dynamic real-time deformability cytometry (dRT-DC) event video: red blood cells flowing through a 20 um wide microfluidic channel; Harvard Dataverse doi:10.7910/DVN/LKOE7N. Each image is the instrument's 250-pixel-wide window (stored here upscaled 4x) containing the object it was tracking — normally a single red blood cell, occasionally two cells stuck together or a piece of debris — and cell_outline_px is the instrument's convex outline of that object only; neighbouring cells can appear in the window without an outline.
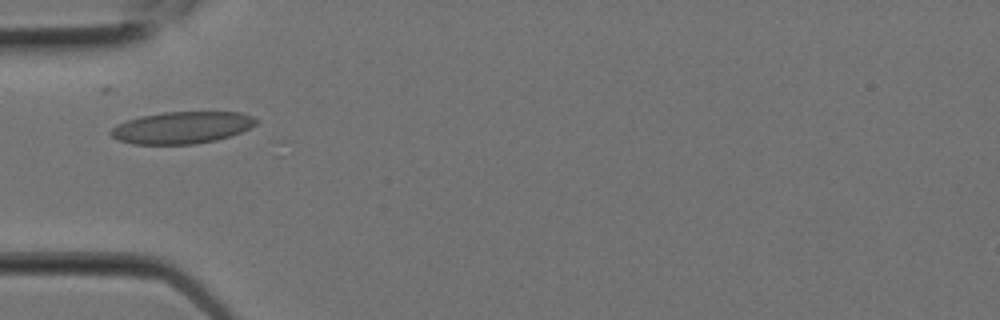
{"species": "Egyptian fruit bat (a non-hibernating species)", "species_latin": "Rousettus aegyptiacus", "temperature_condition": "room temperature", "stored_images_in_passage": 9, "camera_frame_rate_fps": 3000, "um_per_image_px": 0.085, "animal": {"sex": "female"}, "frame": {"image": 1, "passage_image": 8, "time_ms": 2.333, "image_size_px": [1000, 320], "cell_outline_px": [[260, 120], [256, 124], [240, 132], [216, 140], [192, 144], [132, 144], [120, 140], [112, 136], [108, 132], [116, 124], [140, 116], [164, 112], [240, 112], [252, 116]], "centroid_in_image_um": [15.45, 10.84], "position_along_channel_um": 69.5, "area_um2": 26.93}}
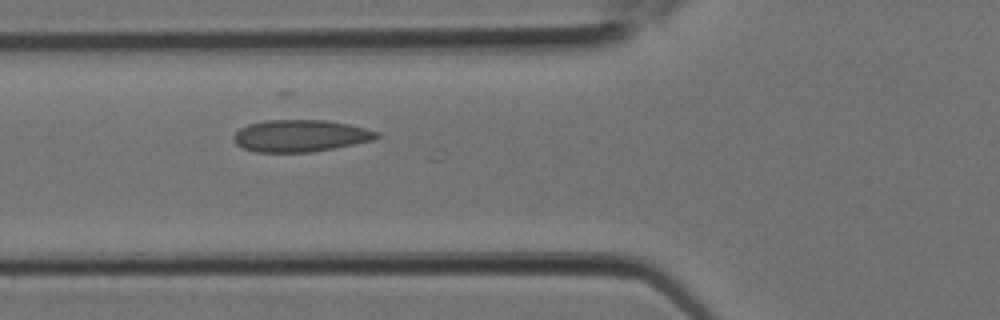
{"frame": {"image": 2, "passage_image": 9, "time_ms": 2.667, "image_size_px": [1000, 320], "cell_outline_px": [[380, 136], [372, 140], [336, 148], [312, 152], [256, 152], [244, 148], [236, 144], [232, 140], [232, 136], [240, 128], [248, 124], [264, 120], [324, 120], [348, 124], [380, 132]], "centroid_in_image_um": [25.51, 11.54], "position_along_channel_um": 100.3, "area_um2": 26.7}}